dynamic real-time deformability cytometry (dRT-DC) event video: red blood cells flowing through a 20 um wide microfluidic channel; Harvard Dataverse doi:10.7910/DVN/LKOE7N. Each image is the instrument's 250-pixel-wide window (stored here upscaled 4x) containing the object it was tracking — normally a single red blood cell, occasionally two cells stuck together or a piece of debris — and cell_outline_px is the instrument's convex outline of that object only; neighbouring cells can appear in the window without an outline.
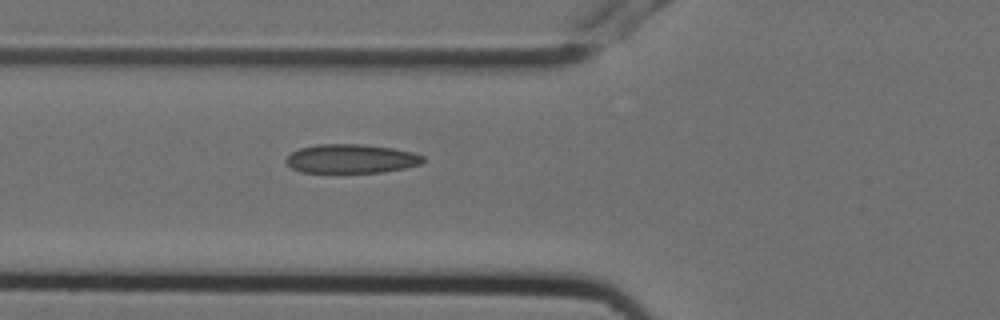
{"species": "Egyptian fruit bat (a non-hibernating species)", "species_latin": "Rousettus aegyptiacus", "temperature_condition": "cold", "stored_images_in_passage": 3, "camera_frame_rate_fps": 3000, "um_per_image_px": 0.085, "animal": {"sex": "female"}, "frame": {"image": 1, "passage_image": 3, "time_ms": 0.667, "image_size_px": [1000, 320], "cell_outline_px": [[424, 160], [420, 164], [404, 168], [380, 172], [300, 172], [292, 168], [284, 160], [292, 152], [300, 148], [316, 144], [360, 144], [392, 148], [412, 152], [424, 156]], "centroid_in_image_um": [29.83, 13.48], "position_along_channel_um": 96.0, "area_um2": 22.95}}